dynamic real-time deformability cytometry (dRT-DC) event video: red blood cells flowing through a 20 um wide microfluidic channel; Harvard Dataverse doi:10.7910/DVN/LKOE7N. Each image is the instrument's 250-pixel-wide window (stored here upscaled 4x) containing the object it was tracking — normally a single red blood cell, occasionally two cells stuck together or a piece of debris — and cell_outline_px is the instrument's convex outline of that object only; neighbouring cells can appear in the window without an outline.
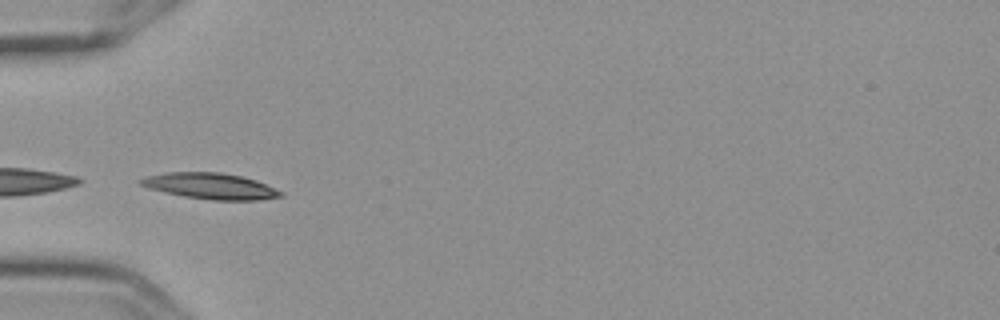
{"species": "Egyptian fruit bat (a non-hibernating species)", "species_latin": "Rousettus aegyptiacus", "temperature_condition": "cold", "stored_images_in_passage": 4, "camera_frame_rate_fps": 3000, "um_per_image_px": 0.085, "frame": {"image": 1, "passage_image": 3, "time_ms": 0.667, "image_size_px": [1000, 320], "cell_outline_px": [[284, 196], [256, 200], [212, 200], [184, 196], [164, 192], [148, 188], [136, 184], [136, 180], [144, 176], [164, 172], [220, 172], [240, 176], [256, 180], [284, 192]], "centroid_in_image_um": [17.81, 15.81], "position_along_channel_um": 67.2, "area_um2": 21.44}}
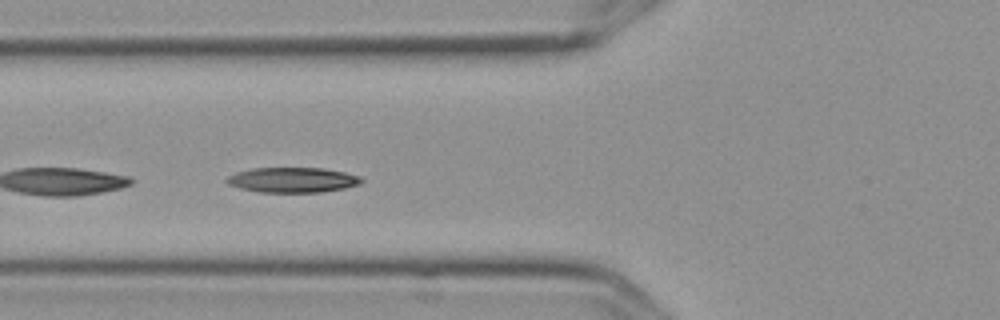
{"frame": {"image": 2, "passage_image": 4, "time_ms": 1.0, "image_size_px": [1000, 320], "cell_outline_px": [[364, 180], [360, 184], [344, 188], [320, 192], [256, 192], [240, 188], [228, 184], [224, 180], [228, 176], [236, 172], [252, 168], [324, 168], [344, 172], [360, 176]], "centroid_in_image_um": [24.85, 15.29], "position_along_channel_um": 100.9, "area_um2": 19.77}}